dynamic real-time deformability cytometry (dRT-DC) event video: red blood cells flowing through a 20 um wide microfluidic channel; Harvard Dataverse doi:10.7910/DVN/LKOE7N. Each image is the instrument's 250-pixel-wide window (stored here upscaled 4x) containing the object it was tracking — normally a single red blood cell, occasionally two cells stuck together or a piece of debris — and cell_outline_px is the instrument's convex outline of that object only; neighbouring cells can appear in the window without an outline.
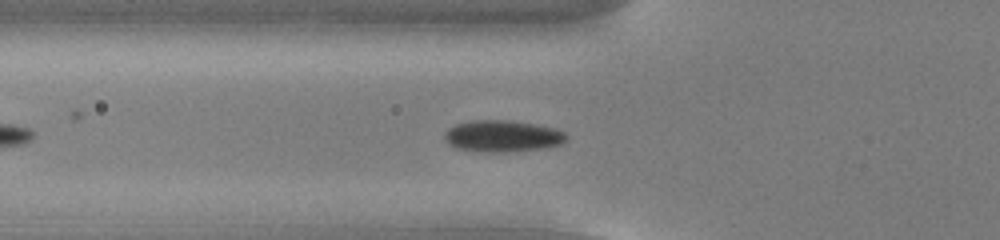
{"species": "common noctule bat (a hibernating species)", "species_latin": "Nyctalus noctula", "temperature_condition": "cold", "stored_images_in_passage": 24, "camera_frame_rate_fps": 3000, "um_per_image_px": 0.085, "animal": {"sex": "male", "body_mass_g": 13.0, "forearm_length_mm": 53.1}, "frame": {"image": 1, "passage_image": 10, "time_ms": 3.0, "image_size_px": [1000, 240], "cell_outline_px": [[568, 140], [560, 144], [544, 148], [504, 152], [480, 152], [456, 148], [448, 144], [444, 140], [444, 132], [448, 128], [456, 124], [468, 120], [512, 120], [536, 124], [556, 128], [564, 132], [568, 136]], "centroid_in_image_um": [42.7, 11.56], "position_along_channel_um": 83.1, "area_um2": 22.83}}
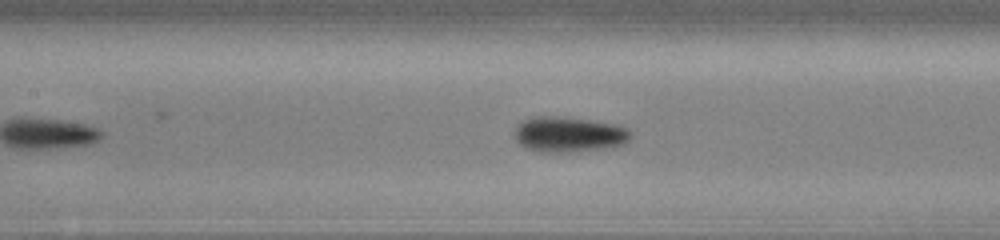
{"frame": {"image": 2, "passage_image": 16, "time_ms": 5.0, "image_size_px": [1000, 240], "cell_outline_px": [[632, 136], [624, 144], [568, 152], [536, 152], [524, 148], [516, 140], [516, 124], [532, 116], [560, 116], [592, 120], [616, 124], [628, 128], [632, 132]], "centroid_in_image_um": [48.32, 11.4], "position_along_channel_um": 159.1, "area_um2": 23.99}}
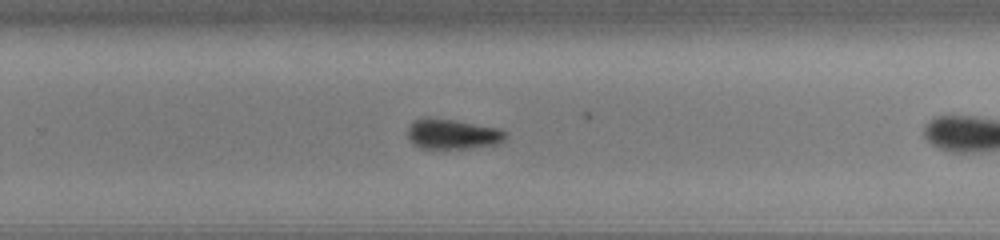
{"frame": {"image": 3, "passage_image": 23, "time_ms": 7.333, "image_size_px": [1000, 240], "cell_outline_px": [[508, 132], [504, 140], [496, 144], [468, 148], [420, 148], [412, 144], [408, 140], [408, 128], [412, 120], [428, 116], [456, 120], [500, 128]], "centroid_in_image_um": [38.43, 11.37], "position_along_channel_um": 291.4, "area_um2": 17.51}}